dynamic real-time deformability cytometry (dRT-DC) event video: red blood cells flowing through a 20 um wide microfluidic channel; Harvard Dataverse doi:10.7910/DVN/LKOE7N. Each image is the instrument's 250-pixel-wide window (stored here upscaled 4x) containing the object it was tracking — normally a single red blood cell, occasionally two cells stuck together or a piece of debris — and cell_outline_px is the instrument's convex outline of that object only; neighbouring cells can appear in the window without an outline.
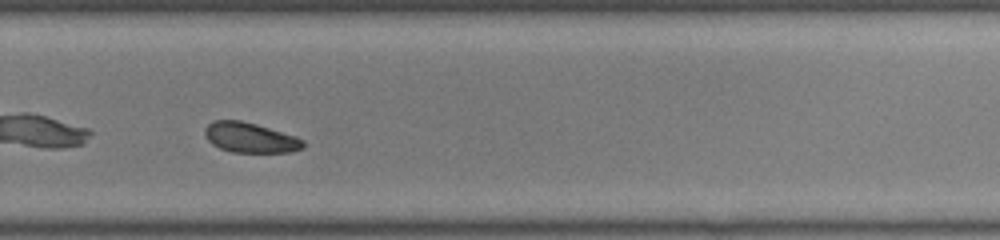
{"species": "common noctule bat (a hibernating species)", "species_latin": "Nyctalus noctula", "temperature_condition": "room temperature", "stored_images_in_passage": 38, "camera_frame_rate_fps": 3000, "um_per_image_px": 0.085, "animal": {"sex": "male", "body_mass_g": 19.0, "forearm_length_mm": 50.8}, "frame": {"image": 1, "passage_image": 22, "time_ms": 7.0, "image_size_px": [1000, 240], "cell_outline_px": [[304, 148], [292, 152], [232, 152], [220, 148], [212, 144], [208, 140], [204, 132], [204, 128], [208, 124], [216, 120], [240, 120], [256, 124], [296, 136], [304, 140]], "centroid_in_image_um": [21.28, 11.7], "position_along_channel_um": 308.5, "area_um2": 17.22}, "authors_computed_cell_mechanics": {"area_um2": 18.0047, "velocity_mm_per_s": 3.9439, "shape_relaxation_time_tau1_ms": 7.9002, "shape_relaxation_time_tau2_ms": null, "deformation_change_tau1": 0.1977, "deformation_change_tau2": null}}